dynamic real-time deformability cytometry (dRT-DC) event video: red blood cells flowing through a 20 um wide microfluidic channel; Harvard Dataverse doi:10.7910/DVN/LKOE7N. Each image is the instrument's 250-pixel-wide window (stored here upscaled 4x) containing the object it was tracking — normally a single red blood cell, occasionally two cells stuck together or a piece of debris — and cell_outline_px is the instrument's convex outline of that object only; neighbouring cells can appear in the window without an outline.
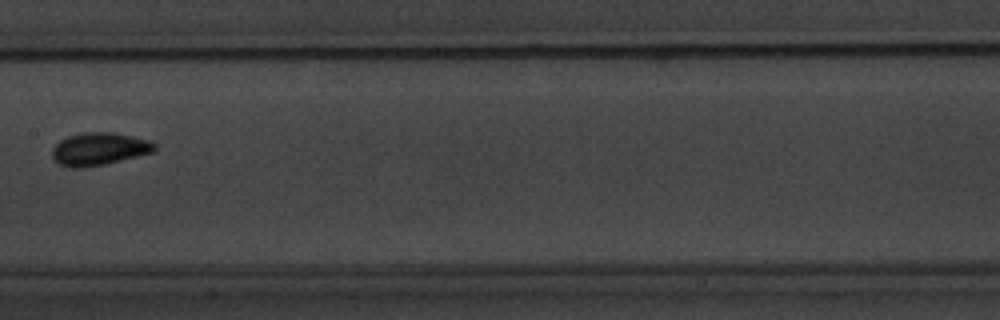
{"species": "common noctule bat (a hibernating species)", "species_latin": "Nyctalus noctula", "temperature_condition": "warm", "stored_images_in_passage": 11, "camera_frame_rate_fps": 3000, "um_per_image_px": 0.085, "animal": {"sex": "male", "body_mass_g": 20.1, "forearm_length_mm": 53.5}, "frame": {"image": 1, "passage_image": 4, "time_ms": 3.667, "image_size_px": [1000, 320], "cell_outline_px": [[156, 148], [152, 152], [104, 164], [84, 168], [72, 168], [60, 164], [52, 156], [52, 148], [60, 140], [68, 136], [80, 132], [112, 132], [132, 136], [148, 140], [156, 144]], "centroid_in_image_um": [8.4, 12.65], "position_along_channel_um": 199.0, "area_um2": 19.36}}
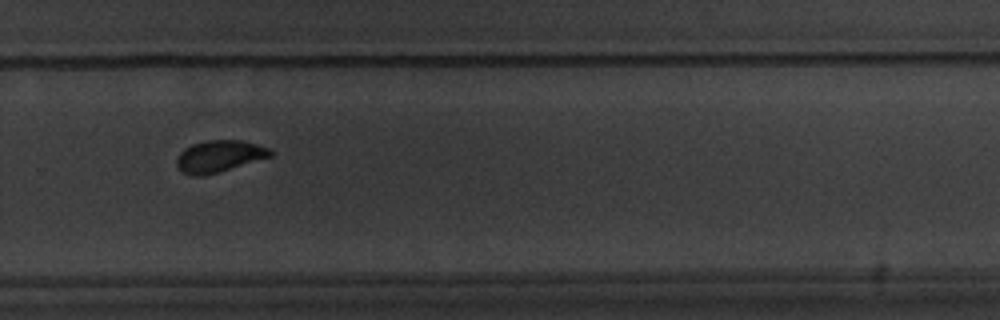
{"frame": {"image": 2, "passage_image": 7, "time_ms": 7.0, "image_size_px": [1000, 320], "cell_outline_px": [[276, 152], [272, 156], [220, 172], [204, 176], [196, 176], [184, 172], [176, 164], [176, 160], [180, 152], [184, 148], [192, 144], [208, 140], [240, 140], [256, 144], [268, 148]], "centroid_in_image_um": [18.66, 13.28], "position_along_channel_um": 311.1, "area_um2": 17.34}}
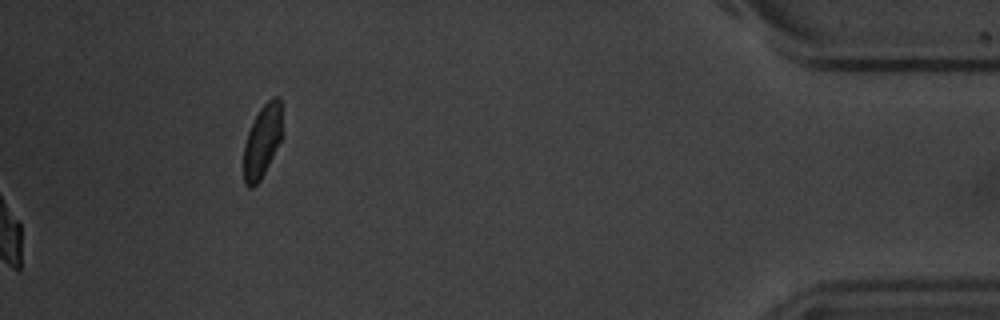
{"frame": {"image": 3, "passage_image": 11, "time_ms": 11.667, "image_size_px": [1000, 320], "cell_outline_px": [[280, 140], [260, 180], [252, 188], [248, 188], [244, 184], [244, 144], [248, 132], [260, 108], [272, 96], [280, 96]], "centroid_in_image_um": [22.26, 12.01], "position_along_channel_um": 412.9, "area_um2": 15.78}, "authors_computed_cell_mechanics": {"area_um2": 17.5134, "velocity_mm_per_s": 3.3838, "shape_relaxation_time_tau1_ms": 2.2014, "shape_relaxation_time_tau2_ms": null, "deformation_change_tau1": 0.0894, "deformation_change_tau2": null}}